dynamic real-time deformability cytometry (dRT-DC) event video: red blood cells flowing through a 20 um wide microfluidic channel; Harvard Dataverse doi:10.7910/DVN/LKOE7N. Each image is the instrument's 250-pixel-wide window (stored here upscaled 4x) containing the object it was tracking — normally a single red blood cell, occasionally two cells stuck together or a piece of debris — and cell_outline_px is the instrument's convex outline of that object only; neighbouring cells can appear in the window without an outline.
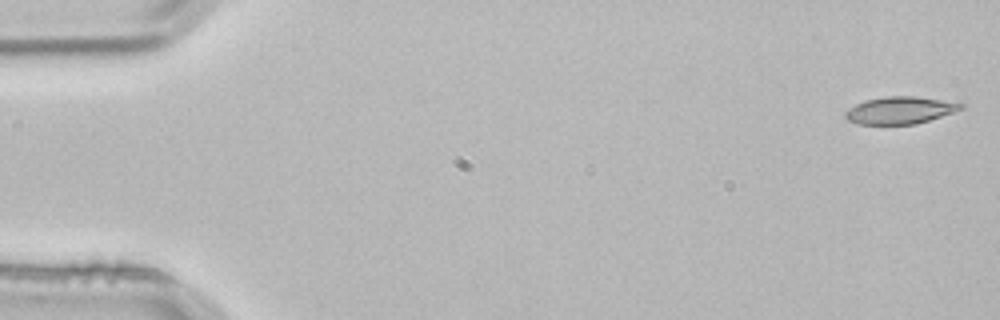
{"species": "common noctule bat (a hibernating species)", "species_latin": "Nyctalus noctula", "temperature_condition": "room temperature", "stored_images_in_passage": 3, "camera_frame_rate_fps": 3000, "um_per_image_px": 0.085, "animal": {"sex": "male", "body_mass_g": 21.5, "forearm_length_mm": 52.0}, "frame": {"image": 1, "passage_image": 1, "time_ms": 0.0, "image_size_px": [1000, 320], "cell_outline_px": [[964, 108], [916, 124], [856, 124], [848, 120], [844, 116], [844, 112], [848, 108], [864, 100], [888, 96], [916, 96], [964, 104]], "centroid_in_image_um": [76.43, 9.37], "position_along_channel_um": 8.6, "area_um2": 18.15}}